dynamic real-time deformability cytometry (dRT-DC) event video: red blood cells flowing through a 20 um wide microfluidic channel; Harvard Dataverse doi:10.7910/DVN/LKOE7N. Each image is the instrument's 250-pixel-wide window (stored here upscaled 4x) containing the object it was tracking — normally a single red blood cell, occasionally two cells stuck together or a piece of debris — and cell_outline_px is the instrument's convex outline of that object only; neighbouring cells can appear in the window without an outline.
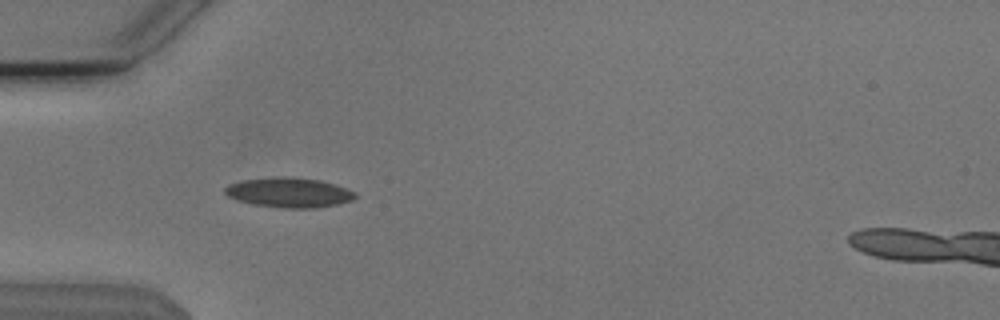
{"species": "Egyptian fruit bat (a non-hibernating species)", "species_latin": "Rousettus aegyptiacus", "temperature_condition": "cold", "stored_images_in_passage": 8, "camera_frame_rate_fps": 3000, "um_per_image_px": 0.085, "animal": {"sex": "male"}, "frame": {"image": 1, "passage_image": 4, "time_ms": 1.0, "image_size_px": [1000, 320], "cell_outline_px": [[356, 196], [352, 200], [336, 204], [316, 208], [284, 208], [252, 204], [236, 200], [228, 196], [224, 192], [224, 188], [228, 184], [244, 180], [276, 176], [292, 176], [320, 180], [356, 192]], "centroid_in_image_um": [24.53, 16.36], "position_along_channel_um": 60.5, "area_um2": 22.66}}
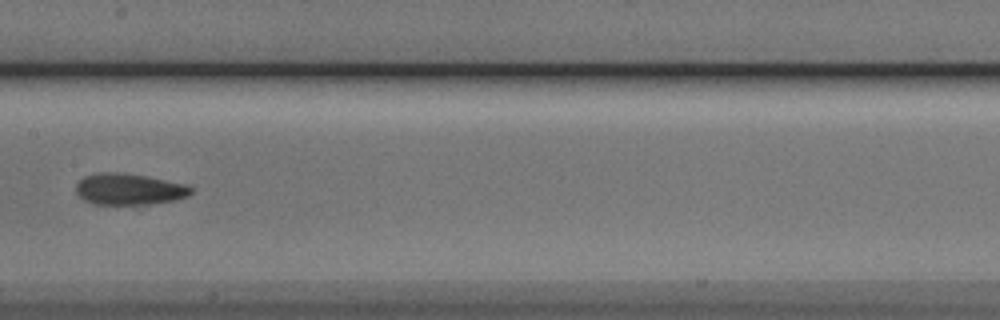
{"frame": {"image": 2, "passage_image": 7, "time_ms": 2.0, "image_size_px": [1000, 320], "cell_outline_px": [[192, 192], [188, 196], [176, 200], [148, 204], [92, 204], [84, 200], [76, 192], [76, 184], [84, 176], [104, 172], [116, 172], [148, 176], [188, 184], [192, 188]], "centroid_in_image_um": [11.0, 16.08], "position_along_channel_um": 196.4, "area_um2": 21.1}}
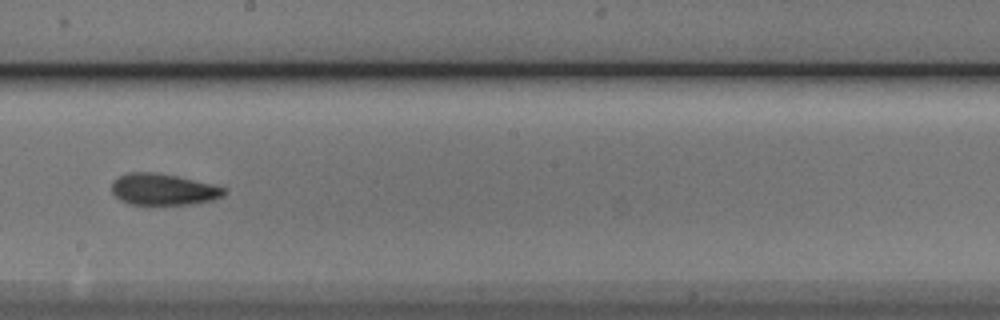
{"frame": {"image": 3, "passage_image": 8, "time_ms": 2.333, "image_size_px": [1000, 320], "cell_outline_px": [[228, 192], [224, 196], [212, 200], [192, 204], [128, 204], [120, 200], [112, 192], [112, 180], [128, 172], [156, 172], [176, 176], [212, 184], [228, 188]], "centroid_in_image_um": [13.9, 16.09], "position_along_channel_um": 234.3, "area_um2": 20.69}}